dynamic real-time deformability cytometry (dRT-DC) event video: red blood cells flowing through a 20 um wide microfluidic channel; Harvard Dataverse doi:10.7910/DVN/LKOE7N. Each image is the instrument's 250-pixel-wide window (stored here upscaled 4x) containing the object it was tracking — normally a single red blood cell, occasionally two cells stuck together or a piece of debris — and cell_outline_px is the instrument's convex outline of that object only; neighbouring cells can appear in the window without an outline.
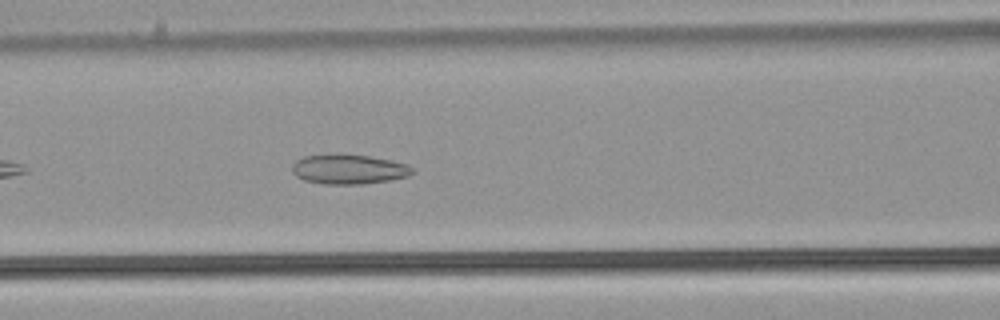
{"species": "common noctule bat (a hibernating species)", "species_latin": "Nyctalus noctula", "temperature_condition": "warm", "stored_images_in_passage": 38, "camera_frame_rate_fps": 3000, "um_per_image_px": 0.085, "animal": {"sex": "male", "body_mass_g": 21.5, "forearm_length_mm": 52.0}, "frame": {"image": 1, "passage_image": 9, "time_ms": 2.667, "image_size_px": [1000, 320], "cell_outline_px": [[416, 172], [408, 176], [392, 180], [364, 184], [324, 184], [304, 180], [296, 176], [292, 172], [292, 164], [296, 160], [304, 156], [368, 156], [392, 160], [408, 164]], "centroid_in_image_um": [29.69, 14.42], "position_along_channel_um": 136.9, "area_um2": 20.46}}
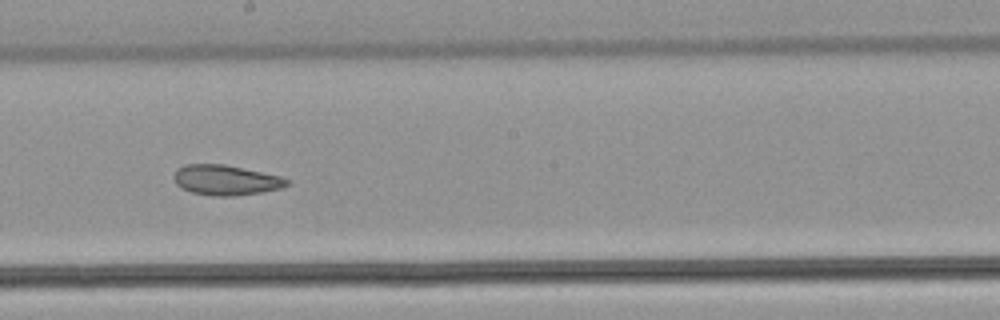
{"frame": {"image": 2, "passage_image": 16, "time_ms": 5.0, "image_size_px": [1000, 320], "cell_outline_px": [[288, 184], [280, 188], [260, 192], [232, 196], [212, 196], [192, 192], [180, 188], [176, 184], [176, 168], [184, 164], [224, 164], [280, 176], [288, 180]], "centroid_in_image_um": [19.16, 15.3], "position_along_channel_um": 229.0, "area_um2": 19.59}}
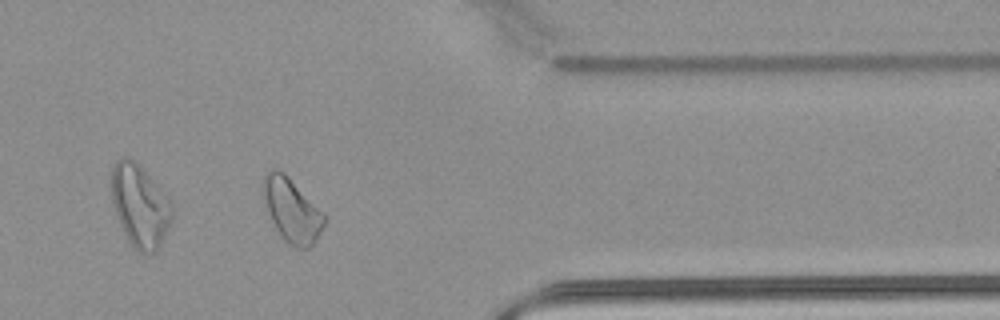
{"frame": {"image": 3, "passage_image": 29, "time_ms": 9.333, "image_size_px": [1000, 320], "cell_outline_px": [[328, 216], [316, 240], [308, 248], [296, 248], [284, 240], [280, 236], [268, 212], [260, 188], [260, 184], [264, 176], [272, 168], [276, 168], [284, 172]], "centroid_in_image_um": [24.79, 17.83], "position_along_channel_um": 386.6, "area_um2": 22.89}, "authors_computed_cell_mechanics": {"area_um2": 20.8947, "velocity_mm_per_s": 3.9658, "shape_relaxation_time_tau1_ms": null, "shape_relaxation_time_tau2_ms": 4.9522, "deformation_change_tau1": null, "deformation_change_tau2": 0.0892}}